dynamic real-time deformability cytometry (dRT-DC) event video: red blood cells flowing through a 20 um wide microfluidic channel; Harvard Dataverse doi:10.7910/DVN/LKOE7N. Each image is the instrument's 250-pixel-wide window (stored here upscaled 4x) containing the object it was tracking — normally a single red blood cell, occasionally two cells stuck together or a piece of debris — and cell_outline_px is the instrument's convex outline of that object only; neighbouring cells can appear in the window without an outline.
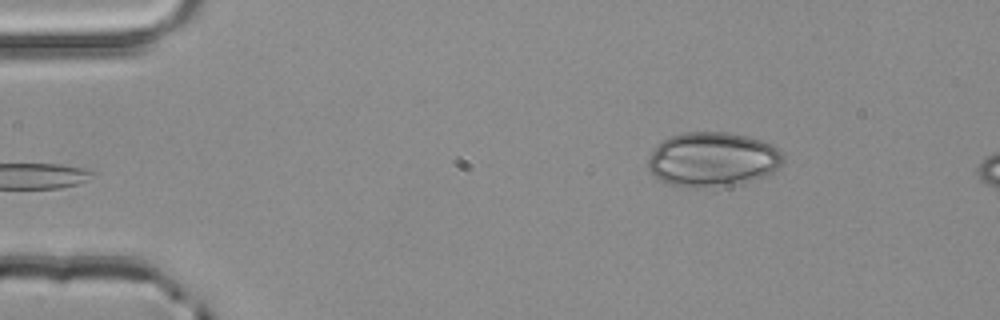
{"species": "common noctule bat (a hibernating species)", "species_latin": "Nyctalus noctula", "temperature_condition": "room temperature", "stored_images_in_passage": 5, "camera_frame_rate_fps": 3000, "um_per_image_px": 0.085, "animal": {"sex": "male", "body_mass_g": 20.4}, "frame": {"image": 1, "passage_image": 5, "time_ms": 1.333, "image_size_px": [1000, 320], "cell_outline_px": [[784, 164], [772, 172], [764, 176], [712, 188], [692, 188], [672, 184], [660, 180], [648, 168], [648, 160], [652, 152], [668, 136], [684, 132], [728, 132], [748, 136], [772, 144], [784, 156]], "centroid_in_image_um": [60.58, 13.54], "position_along_channel_um": 24.4, "area_um2": 42.66}}